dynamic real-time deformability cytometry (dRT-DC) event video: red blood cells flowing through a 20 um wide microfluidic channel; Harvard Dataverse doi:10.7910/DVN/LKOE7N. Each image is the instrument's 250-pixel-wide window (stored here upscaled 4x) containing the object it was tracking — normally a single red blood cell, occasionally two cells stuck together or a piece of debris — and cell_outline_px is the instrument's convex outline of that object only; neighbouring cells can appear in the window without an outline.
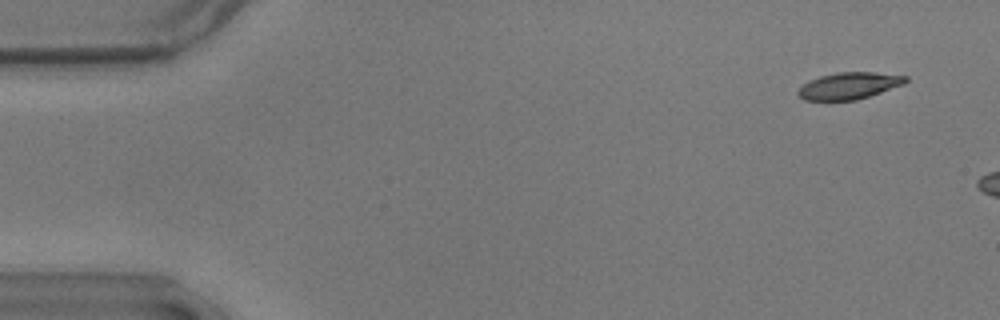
{"species": "common noctule bat (a hibernating species)", "species_latin": "Nyctalus noctula", "temperature_condition": "warm", "stored_images_in_passage": 12, "camera_frame_rate_fps": 3000, "um_per_image_px": 0.085, "animal": {"sex": "male", "body_mass_g": 17.9}, "frame": {"image": 1, "passage_image": 4, "time_ms": 1.0, "image_size_px": [1000, 320], "cell_outline_px": [[908, 80], [904, 84], [856, 100], [804, 100], [796, 92], [804, 84], [820, 76], [836, 72], [872, 72], [908, 76]], "centroid_in_image_um": [72.18, 7.28], "position_along_channel_um": 12.8, "area_um2": 16.53}}